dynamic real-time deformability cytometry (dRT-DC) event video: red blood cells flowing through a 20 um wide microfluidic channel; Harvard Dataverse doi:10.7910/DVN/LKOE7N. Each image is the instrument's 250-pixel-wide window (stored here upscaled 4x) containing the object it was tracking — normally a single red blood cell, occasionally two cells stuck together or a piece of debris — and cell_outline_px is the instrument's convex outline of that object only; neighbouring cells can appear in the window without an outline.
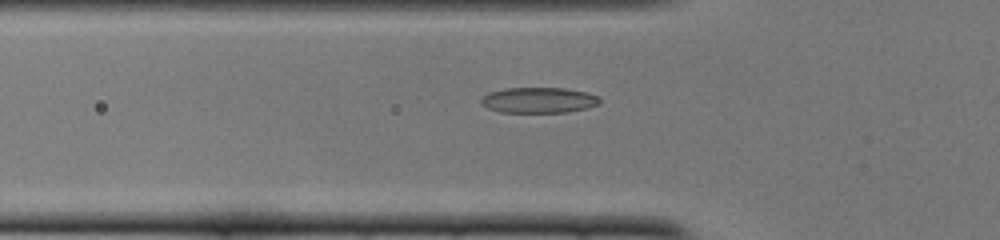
{"species": "common noctule bat (a hibernating species)", "species_latin": "Nyctalus noctula", "temperature_condition": "cold", "stored_images_in_passage": 51, "camera_frame_rate_fps": 3000, "um_per_image_px": 0.085, "animal": {"sex": "female", "body_mass_g": 22.0, "forearm_length_mm": 56.7}, "frame": {"image": 1, "passage_image": 17, "time_ms": 5.333, "image_size_px": [1000, 240], "cell_outline_px": [[600, 104], [568, 112], [500, 112], [488, 108], [480, 104], [480, 100], [488, 92], [504, 88], [564, 88], [588, 92], [596, 96], [600, 100]], "centroid_in_image_um": [45.76, 8.51], "position_along_channel_um": 80.0, "area_um2": 17.69}}
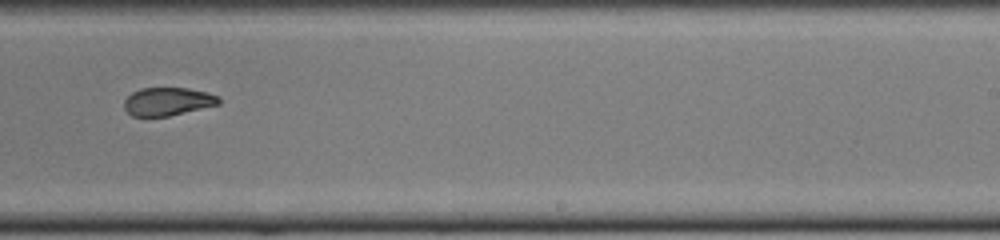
{"frame": {"image": 2, "passage_image": 32, "time_ms": 10.333, "image_size_px": [1000, 240], "cell_outline_px": [[220, 104], [168, 116], [132, 116], [124, 108], [124, 100], [132, 92], [140, 88], [188, 88], [208, 92], [220, 96]], "centroid_in_image_um": [14.27, 8.62], "position_along_channel_um": 274.7, "area_um2": 15.55}}
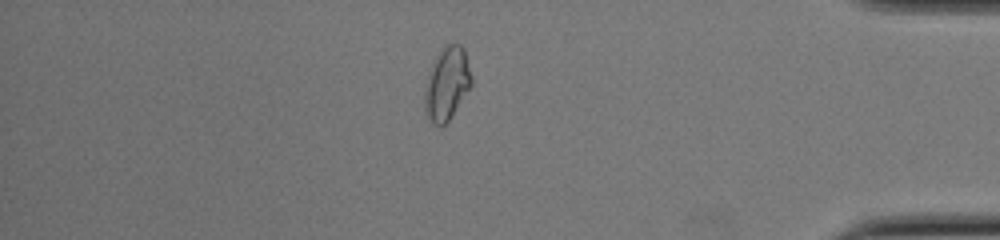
{"frame": {"image": 3, "passage_image": 44, "time_ms": 14.333, "image_size_px": [1000, 240], "cell_outline_px": [[472, 84], [448, 120], [440, 128], [432, 124], [424, 108], [424, 92], [428, 72], [432, 60], [444, 44], [456, 40], [464, 48], [472, 76]], "centroid_in_image_um": [37.97, 7.04], "position_along_channel_um": 397.2, "area_um2": 20.29}, "authors_computed_cell_mechanics": {"area_um2": 17.5134, "velocity_mm_per_s": 3.8982, "shape_relaxation_time_tau1_ms": 7.2637, "shape_relaxation_time_tau2_ms": 2.4304, "deformation_change_tau1": 0.1887, "deformation_change_tau2": 0.0848}}